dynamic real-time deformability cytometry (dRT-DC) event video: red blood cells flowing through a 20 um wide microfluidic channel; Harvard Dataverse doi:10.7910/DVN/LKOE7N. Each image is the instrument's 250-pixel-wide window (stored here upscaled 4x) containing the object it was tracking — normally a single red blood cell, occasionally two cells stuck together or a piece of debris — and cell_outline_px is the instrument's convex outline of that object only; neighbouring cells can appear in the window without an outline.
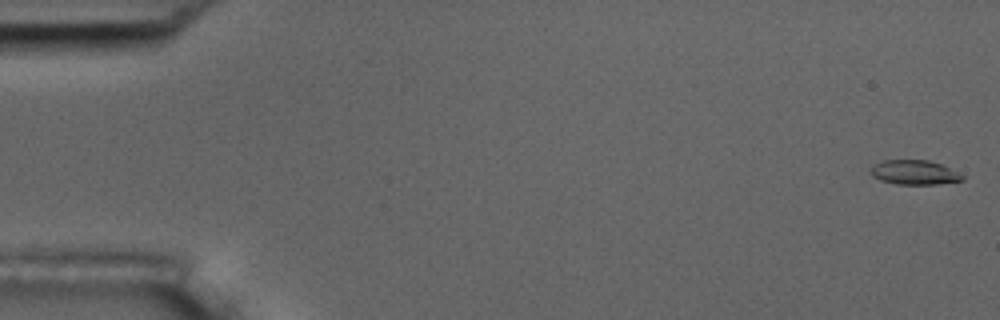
{"species": "common noctule bat (a hibernating species)", "species_latin": "Nyctalus noctula", "temperature_condition": "room temperature", "stored_images_in_passage": 5, "camera_frame_rate_fps": 3000, "um_per_image_px": 0.085, "animal": {"sex": "male", "body_mass_g": 17.5, "forearm_length_mm": 52.3}, "frame": {"image": 1, "passage_image": 1, "time_ms": 0.0, "image_size_px": [1000, 320], "cell_outline_px": [[964, 180], [936, 184], [896, 184], [880, 180], [872, 176], [868, 172], [868, 168], [872, 164], [884, 160], [928, 160], [940, 164], [964, 176]], "centroid_in_image_um": [77.62, 14.65], "position_along_channel_um": 7.4, "area_um2": 13.12}}
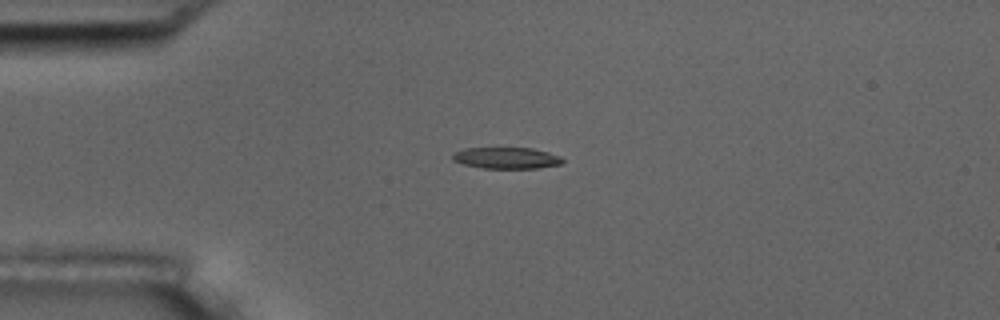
{"frame": {"image": 2, "passage_image": 4, "time_ms": 4.333, "image_size_px": [1000, 320], "cell_outline_px": [[564, 160], [560, 164], [540, 168], [484, 168], [464, 164], [452, 160], [452, 152], [464, 148], [532, 148], [548, 152], [560, 156]], "centroid_in_image_um": [43.03, 13.42], "position_along_channel_um": 42.0, "area_um2": 13.7}}